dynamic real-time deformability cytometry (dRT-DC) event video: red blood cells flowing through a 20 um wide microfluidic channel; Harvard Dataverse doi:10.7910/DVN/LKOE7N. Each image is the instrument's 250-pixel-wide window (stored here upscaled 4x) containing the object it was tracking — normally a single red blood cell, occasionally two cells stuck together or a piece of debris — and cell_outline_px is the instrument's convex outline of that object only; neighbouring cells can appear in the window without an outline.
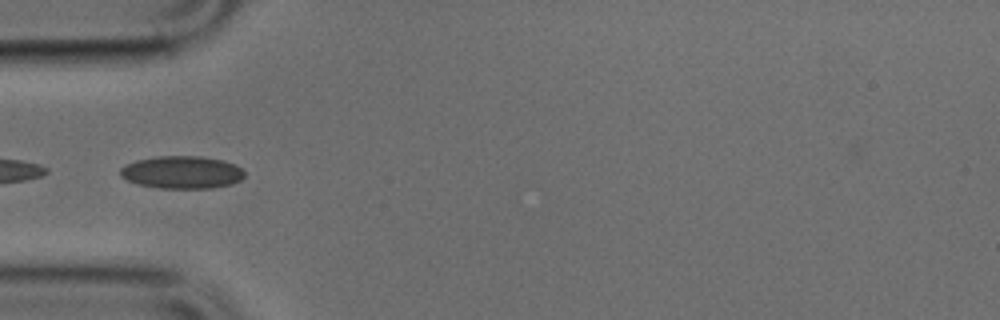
{"species": "common noctule bat (a hibernating species)", "species_latin": "Nyctalus noctula", "temperature_condition": "cold", "stored_images_in_passage": 30, "camera_frame_rate_fps": 3000, "um_per_image_px": 0.085, "animal": {"sex": "male", "body_mass_g": 17.9, "forearm_length_mm": 54.2}, "frame": {"image": 1, "passage_image": 8, "time_ms": 2.333, "image_size_px": [1000, 320], "cell_outline_px": [[244, 176], [240, 180], [232, 184], [212, 188], [160, 188], [140, 184], [128, 180], [120, 176], [120, 168], [124, 164], [136, 160], [160, 156], [200, 156], [224, 160], [240, 168], [244, 172]], "centroid_in_image_um": [15.45, 14.64], "position_along_channel_um": 69.5, "area_um2": 23.52}}
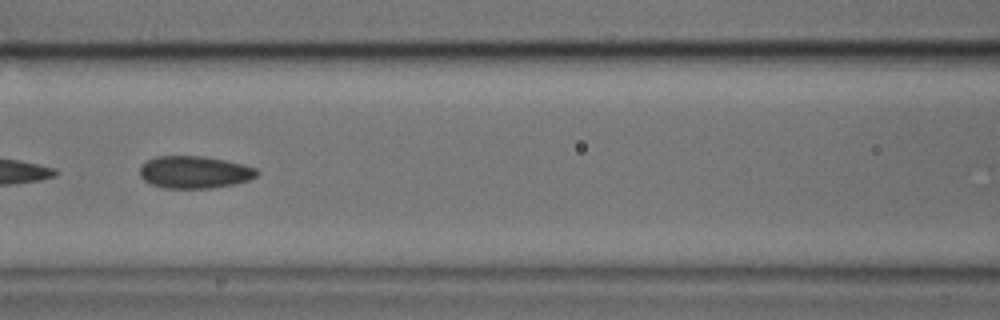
{"frame": {"image": 2, "passage_image": 14, "time_ms": 4.333, "image_size_px": [1000, 320], "cell_outline_px": [[260, 172], [256, 176], [248, 180], [236, 184], [212, 188], [164, 188], [152, 184], [144, 180], [140, 176], [140, 164], [156, 156], [204, 156], [244, 164], [256, 168]], "centroid_in_image_um": [16.54, 14.63], "position_along_channel_um": 150.1, "area_um2": 22.2}}